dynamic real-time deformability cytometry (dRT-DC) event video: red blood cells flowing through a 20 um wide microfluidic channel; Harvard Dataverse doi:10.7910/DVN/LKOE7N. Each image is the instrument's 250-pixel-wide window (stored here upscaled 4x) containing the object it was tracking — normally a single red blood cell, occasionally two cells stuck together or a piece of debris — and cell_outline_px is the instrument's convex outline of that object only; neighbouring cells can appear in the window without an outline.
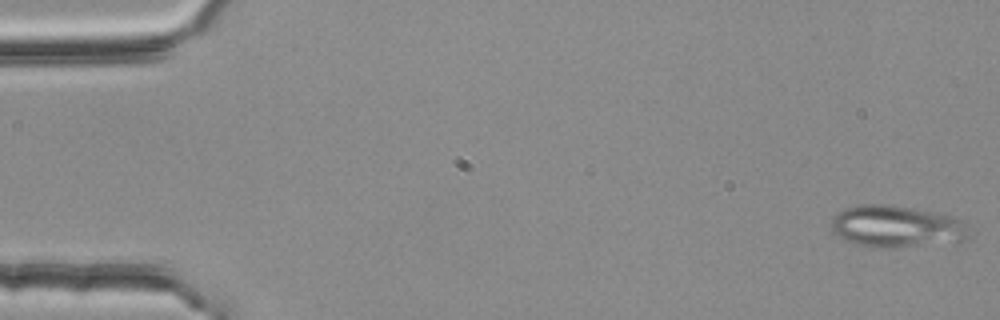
{"species": "common noctule bat (a hibernating species)", "species_latin": "Nyctalus noctula", "temperature_condition": "room temperature", "stored_images_in_passage": 54, "segment_of_instrument_passage": [1, 2], "camera_frame_rate_fps": 3000, "um_per_image_px": 0.085, "animal": {"sex": "female", "body_mass_g": 25.1}, "frame": {"image": 1, "passage_image": 1, "time_ms": 0.0, "image_size_px": [1000, 320], "cell_outline_px": [[968, 240], [884, 248], [860, 244], [848, 240], [832, 232], [832, 216], [836, 212], [844, 208], [860, 204], [892, 204], [936, 212], [960, 220], [968, 236]], "centroid_in_image_um": [76.13, 19.21], "position_along_channel_um": 8.9, "area_um2": 32.95}}